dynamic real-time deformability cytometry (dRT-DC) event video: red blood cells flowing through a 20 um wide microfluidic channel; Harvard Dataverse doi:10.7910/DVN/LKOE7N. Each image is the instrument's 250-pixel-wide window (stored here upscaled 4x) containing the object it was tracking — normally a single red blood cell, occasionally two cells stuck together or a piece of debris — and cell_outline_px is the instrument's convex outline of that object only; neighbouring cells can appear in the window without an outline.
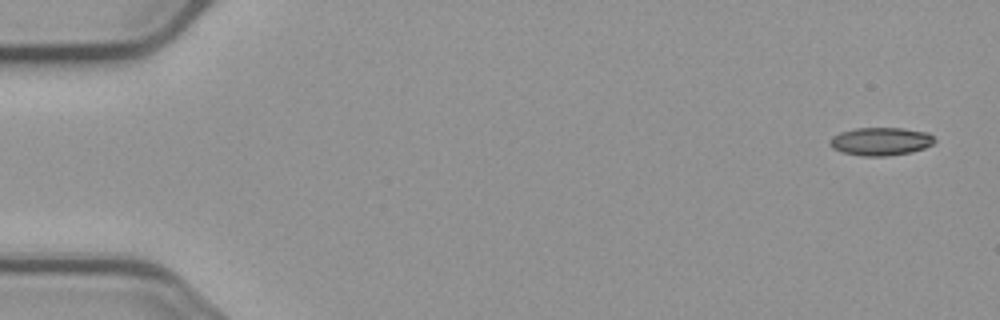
{"species": "common noctule bat (a hibernating species)", "species_latin": "Nyctalus noctula", "temperature_condition": "cold", "stored_images_in_passage": 5, "camera_frame_rate_fps": 3000, "um_per_image_px": 0.085, "animal": {"sex": "male", "body_mass_g": 23.1, "forearm_length_mm": 52.7}, "frame": {"image": 1, "passage_image": 1, "time_ms": 0.0, "image_size_px": [1000, 320], "cell_outline_px": [[936, 140], [932, 144], [924, 148], [912, 152], [884, 156], [864, 156], [844, 152], [832, 148], [828, 144], [828, 140], [832, 136], [840, 132], [856, 128], [904, 128], [928, 132]], "centroid_in_image_um": [74.85, 12.01], "position_along_channel_um": 10.2, "area_um2": 17.17}}
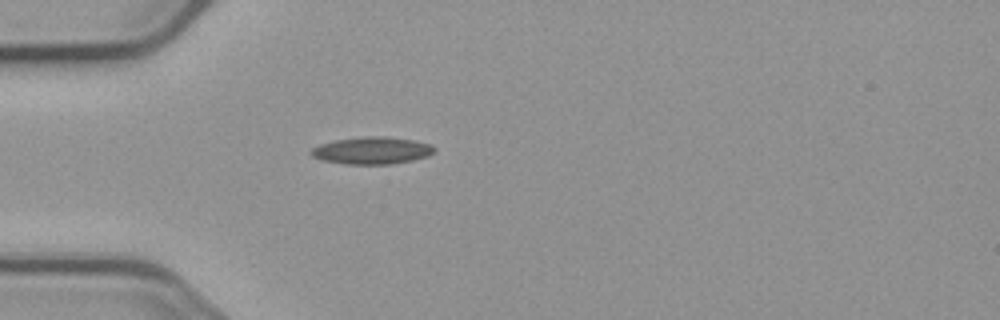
{"frame": {"image": 2, "passage_image": 5, "time_ms": 4.667, "image_size_px": [1000, 320], "cell_outline_px": [[436, 148], [428, 156], [412, 160], [392, 164], [344, 164], [324, 160], [312, 156], [308, 152], [312, 148], [320, 144], [336, 140], [364, 136], [384, 136], [412, 140], [432, 144]], "centroid_in_image_um": [31.61, 12.79], "position_along_channel_um": 53.4, "area_um2": 19.48}}